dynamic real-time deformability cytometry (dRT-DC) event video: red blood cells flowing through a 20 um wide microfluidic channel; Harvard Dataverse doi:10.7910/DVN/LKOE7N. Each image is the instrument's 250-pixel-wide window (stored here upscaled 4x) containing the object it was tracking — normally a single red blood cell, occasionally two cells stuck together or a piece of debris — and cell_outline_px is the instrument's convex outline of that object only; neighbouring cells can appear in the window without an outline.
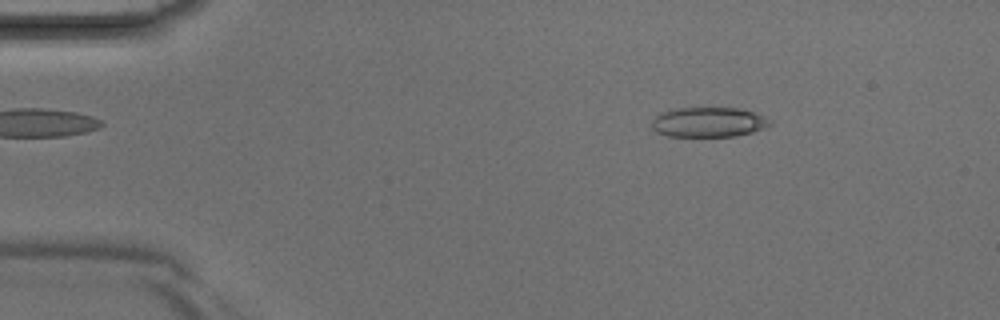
{"species": "Egyptian fruit bat (a non-hibernating species)", "species_latin": "Rousettus aegyptiacus", "temperature_condition": "room temperature", "stored_images_in_passage": 4, "camera_frame_rate_fps": 3000, "um_per_image_px": 0.085, "animal": {"sex": "male"}, "frame": {"image": 1, "passage_image": 2, "time_ms": 0.333, "image_size_px": [1000, 320], "cell_outline_px": [[772, 124], [764, 128], [752, 132], [736, 136], [668, 136], [656, 132], [652, 128], [652, 120], [660, 112], [676, 108], [740, 108], [764, 116], [772, 120]], "centroid_in_image_um": [60.22, 10.38], "position_along_channel_um": 24.8, "area_um2": 20.63}}